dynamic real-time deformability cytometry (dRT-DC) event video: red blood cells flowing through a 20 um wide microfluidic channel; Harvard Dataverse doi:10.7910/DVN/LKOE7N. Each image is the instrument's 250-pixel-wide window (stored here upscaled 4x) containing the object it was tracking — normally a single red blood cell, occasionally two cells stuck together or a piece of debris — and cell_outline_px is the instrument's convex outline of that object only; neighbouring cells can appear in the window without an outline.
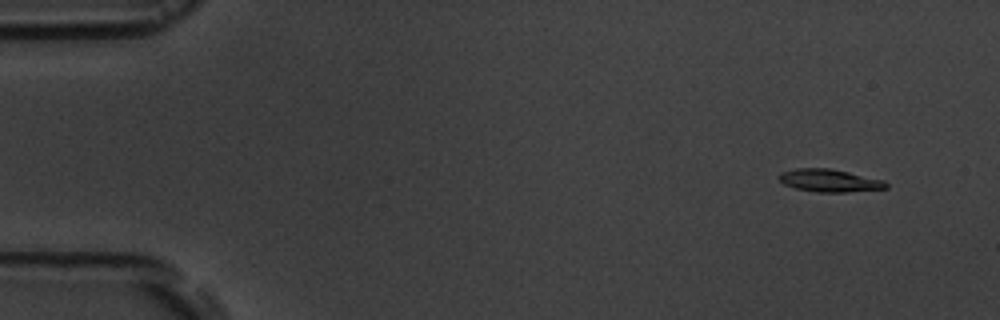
{"species": "common noctule bat (a hibernating species)", "species_latin": "Nyctalus noctula", "temperature_condition": "room temperature", "stored_images_in_passage": 10, "camera_frame_rate_fps": 3000, "um_per_image_px": 0.085, "animal": {"sex": "male", "body_mass_g": 19.5, "forearm_length_mm": 54.6}, "frame": {"image": 1, "passage_image": 1, "time_ms": 0.0, "image_size_px": [1000, 320], "cell_outline_px": [[888, 188], [844, 192], [816, 192], [796, 188], [784, 184], [776, 176], [780, 172], [796, 168], [828, 168], [848, 172], [884, 180], [888, 184]], "centroid_in_image_um": [70.48, 15.34], "position_along_channel_um": 14.5, "area_um2": 14.1}}
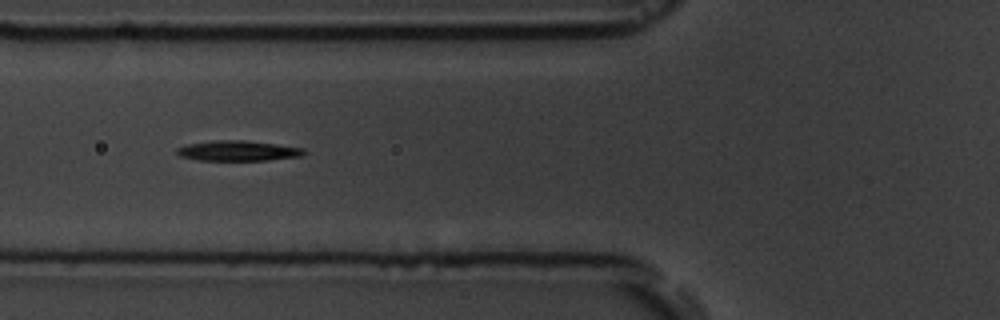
{"frame": {"image": 2, "passage_image": 6, "time_ms": 5.667, "image_size_px": [1000, 320], "cell_outline_px": [[308, 152], [304, 156], [268, 160], [196, 160], [180, 156], [176, 152], [176, 148], [188, 144], [212, 140], [244, 140], [276, 144], [304, 148]], "centroid_in_image_um": [20.26, 12.81], "position_along_channel_um": 105.5, "area_um2": 15.14}}
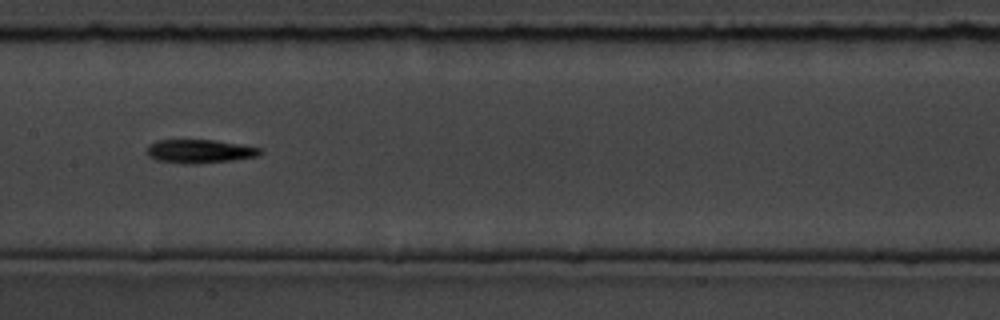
{"frame": {"image": 3, "passage_image": 8, "time_ms": 8.0, "image_size_px": [1000, 320], "cell_outline_px": [[264, 152], [260, 156], [232, 160], [196, 164], [184, 164], [156, 160], [148, 156], [148, 144], [156, 140], [212, 140], [240, 144], [260, 148]], "centroid_in_image_um": [16.98, 12.86], "position_along_channel_um": 190.4, "area_um2": 15.66}}